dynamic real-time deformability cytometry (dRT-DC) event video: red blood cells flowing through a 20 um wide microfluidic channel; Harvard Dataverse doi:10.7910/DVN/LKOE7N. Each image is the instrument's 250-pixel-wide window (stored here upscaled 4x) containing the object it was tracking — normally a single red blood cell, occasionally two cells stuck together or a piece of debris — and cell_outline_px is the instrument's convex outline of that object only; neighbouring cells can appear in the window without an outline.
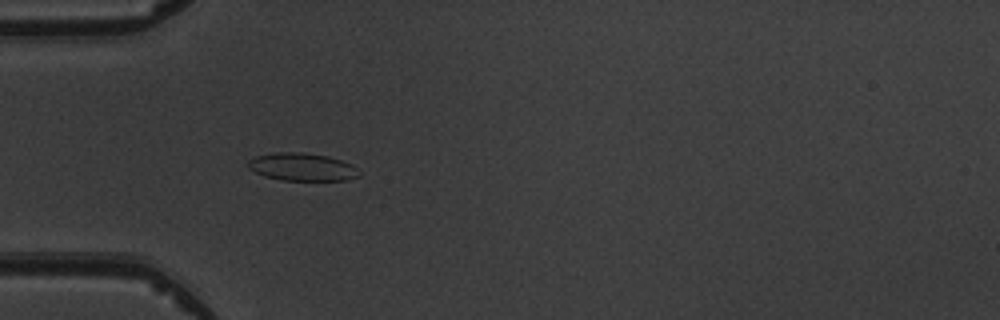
{"species": "common noctule bat (a hibernating species)", "species_latin": "Nyctalus noctula", "temperature_condition": "warm", "stored_images_in_passage": 5, "camera_frame_rate_fps": 3000, "um_per_image_px": 0.085, "animal": {"sex": "male", "body_mass_g": 19.5, "forearm_length_mm": 54.6}, "frame": {"image": 1, "passage_image": 5, "time_ms": 5.333, "image_size_px": [1000, 320], "cell_outline_px": [[360, 176], [344, 180], [280, 180], [264, 176], [248, 168], [248, 160], [256, 156], [276, 152], [304, 152], [328, 156], [352, 164], [356, 168]], "centroid_in_image_um": [25.66, 14.18], "position_along_channel_um": 59.3, "area_um2": 17.92}}